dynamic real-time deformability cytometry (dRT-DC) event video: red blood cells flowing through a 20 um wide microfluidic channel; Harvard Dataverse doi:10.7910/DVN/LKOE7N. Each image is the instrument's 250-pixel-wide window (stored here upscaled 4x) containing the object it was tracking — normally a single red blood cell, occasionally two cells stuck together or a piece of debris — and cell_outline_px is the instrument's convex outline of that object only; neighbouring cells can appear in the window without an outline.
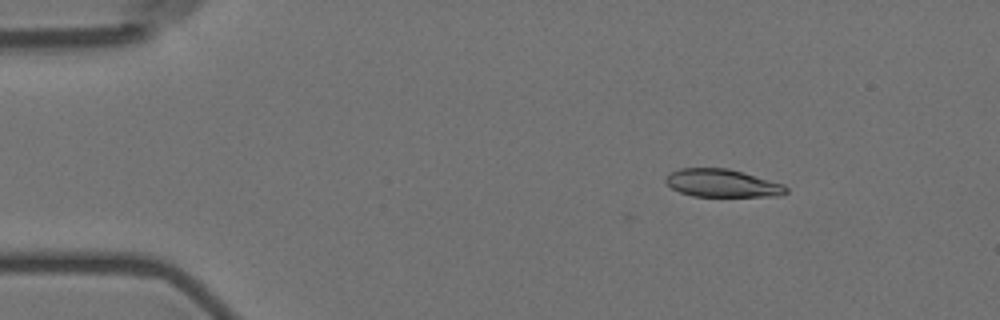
{"species": "Egyptian fruit bat (a non-hibernating species)", "species_latin": "Rousettus aegyptiacus", "temperature_condition": "room temperature", "stored_images_in_passage": 4, "camera_frame_rate_fps": 3000, "um_per_image_px": 0.085, "animal": {"sex": "female"}, "frame": {"image": 1, "passage_image": 4, "time_ms": 3.333, "image_size_px": [1000, 320], "cell_outline_px": [[788, 192], [780, 196], [692, 196], [680, 192], [672, 188], [664, 180], [664, 176], [680, 168], [728, 168], [784, 184], [788, 188]], "centroid_in_image_um": [61.39, 15.57], "position_along_channel_um": 23.6, "area_um2": 19.54}}